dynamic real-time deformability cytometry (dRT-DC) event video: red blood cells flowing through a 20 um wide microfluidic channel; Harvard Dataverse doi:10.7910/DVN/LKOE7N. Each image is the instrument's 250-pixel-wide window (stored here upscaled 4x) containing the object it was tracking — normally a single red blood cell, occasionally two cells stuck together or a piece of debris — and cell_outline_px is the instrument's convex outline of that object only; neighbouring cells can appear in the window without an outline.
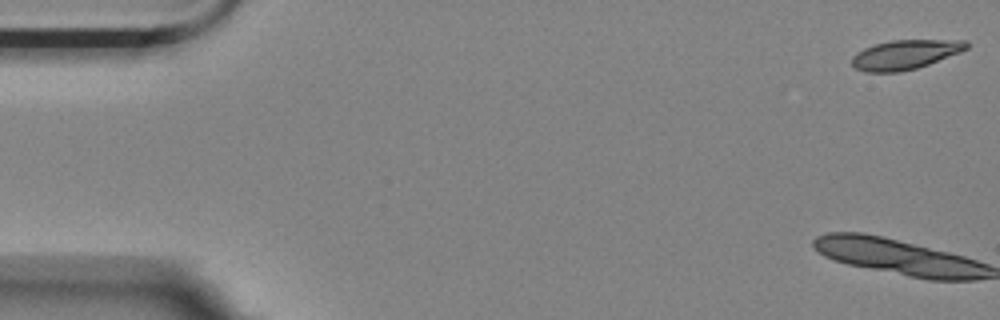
{"species": "Egyptian fruit bat (a non-hibernating species)", "species_latin": "Rousettus aegyptiacus", "temperature_condition": "room temperature", "stored_images_in_passage": 14, "camera_frame_rate_fps": 3000, "um_per_image_px": 0.085, "animal": {"sex": "female"}, "frame": {"image": 1, "passage_image": 1, "time_ms": 0.0, "image_size_px": [1000, 320], "cell_outline_px": [[968, 48], [960, 52], [928, 64], [916, 68], [896, 72], [864, 72], [856, 68], [852, 64], [852, 56], [856, 52], [864, 48], [876, 44], [892, 40], [968, 40]], "centroid_in_image_um": [76.92, 4.63], "position_along_channel_um": 8.1, "area_um2": 19.48}}